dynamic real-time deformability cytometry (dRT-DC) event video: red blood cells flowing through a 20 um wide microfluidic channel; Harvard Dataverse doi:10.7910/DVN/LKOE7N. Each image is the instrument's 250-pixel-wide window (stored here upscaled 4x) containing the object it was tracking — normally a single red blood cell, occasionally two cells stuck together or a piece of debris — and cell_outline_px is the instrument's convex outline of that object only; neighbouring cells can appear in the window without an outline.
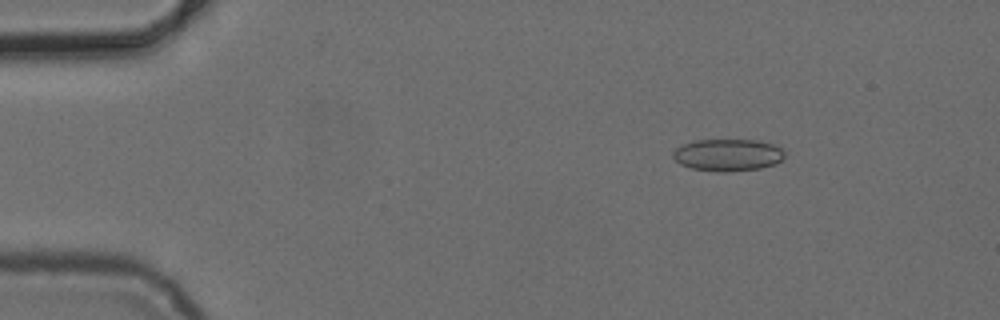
{"species": "common noctule bat (a hibernating species)", "species_latin": "Nyctalus noctula", "temperature_condition": "cold", "stored_images_in_passage": 4, "camera_frame_rate_fps": 3000, "um_per_image_px": 0.085, "animal": {"sex": "female", "body_mass_g": 24.6, "forearm_length_mm": 56.2}, "frame": {"image": 1, "passage_image": 1, "time_ms": 0.0, "image_size_px": [1000, 320], "cell_outline_px": [[784, 156], [776, 164], [760, 168], [728, 172], [716, 172], [692, 168], [680, 164], [672, 156], [672, 152], [676, 148], [684, 144], [696, 140], [756, 140], [772, 144], [780, 148], [784, 152]], "centroid_in_image_um": [61.85, 13.18], "position_along_channel_um": 23.2, "area_um2": 20.81}}
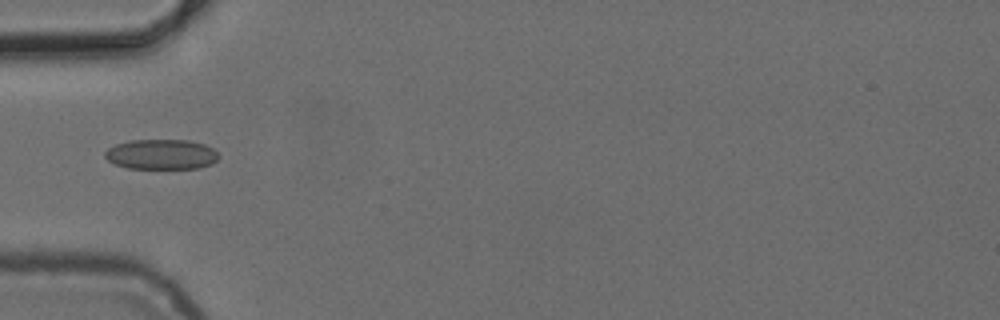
{"frame": {"image": 2, "passage_image": 4, "time_ms": 3.333, "image_size_px": [1000, 320], "cell_outline_px": [[220, 156], [212, 164], [200, 168], [128, 168], [116, 164], [108, 160], [104, 156], [104, 152], [108, 148], [116, 144], [132, 140], [188, 140], [204, 144], [212, 148]], "centroid_in_image_um": [13.72, 13.12], "position_along_channel_um": 71.3, "area_um2": 19.88}}